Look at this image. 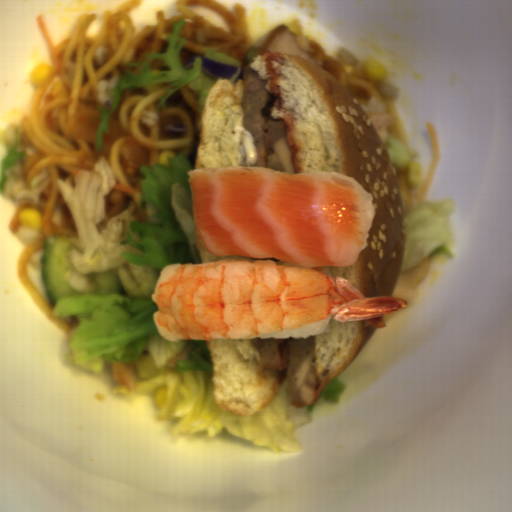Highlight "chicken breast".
I'll list each match as a JSON object with an SVG mask.
<instances>
[{
	"label": "chicken breast",
	"mask_w": 512,
	"mask_h": 512,
	"mask_svg": "<svg viewBox=\"0 0 512 512\" xmlns=\"http://www.w3.org/2000/svg\"><path fill=\"white\" fill-rule=\"evenodd\" d=\"M115 384L127 388L130 392L136 387L135 370L133 364L127 362H110Z\"/></svg>",
	"instance_id": "obj_2"
},
{
	"label": "chicken breast",
	"mask_w": 512,
	"mask_h": 512,
	"mask_svg": "<svg viewBox=\"0 0 512 512\" xmlns=\"http://www.w3.org/2000/svg\"><path fill=\"white\" fill-rule=\"evenodd\" d=\"M266 52L289 54L312 61L309 53L299 44L297 35L292 28L284 24L277 25L271 30L260 49V54Z\"/></svg>",
	"instance_id": "obj_1"
},
{
	"label": "chicken breast",
	"mask_w": 512,
	"mask_h": 512,
	"mask_svg": "<svg viewBox=\"0 0 512 512\" xmlns=\"http://www.w3.org/2000/svg\"><path fill=\"white\" fill-rule=\"evenodd\" d=\"M367 116L376 127L378 132L381 134L385 145L391 127L397 125L398 123L397 119L394 115L386 112H378Z\"/></svg>",
	"instance_id": "obj_3"
}]
</instances>
